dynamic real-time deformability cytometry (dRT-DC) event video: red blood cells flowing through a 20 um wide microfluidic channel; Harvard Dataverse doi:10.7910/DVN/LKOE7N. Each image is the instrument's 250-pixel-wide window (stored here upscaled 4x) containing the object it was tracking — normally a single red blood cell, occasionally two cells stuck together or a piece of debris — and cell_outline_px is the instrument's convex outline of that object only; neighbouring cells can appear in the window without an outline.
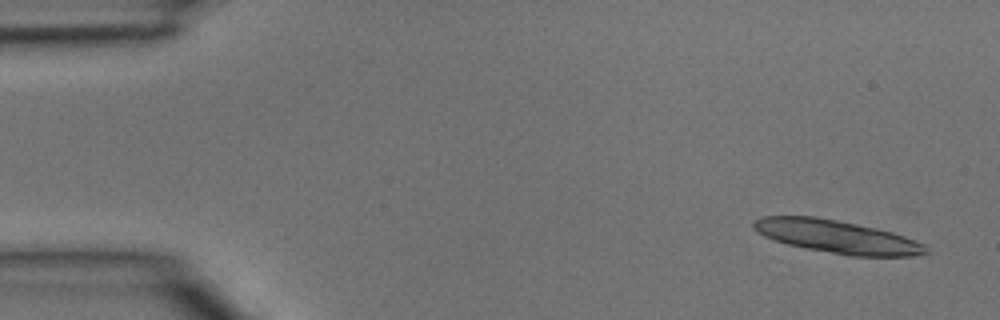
{"species": "common noctule bat (a hibernating species)", "species_latin": "Nyctalus noctula", "temperature_condition": "room temperature", "stored_images_in_passage": 5, "camera_frame_rate_fps": 3000, "um_per_image_px": 0.085, "animal": {"sex": "male", "body_mass_g": 15.6}, "frame": {"image": 1, "passage_image": 1, "time_ms": 0.0, "image_size_px": [1000, 320], "cell_outline_px": [[932, 252], [912, 256], [848, 256], [804, 248], [788, 244], [764, 236], [756, 232], [752, 228], [752, 220], [760, 216], [816, 216], [876, 228], [892, 232], [904, 236], [924, 244]], "centroid_in_image_um": [71.12, 20.12], "position_along_channel_um": 13.9, "area_um2": 33.29}}